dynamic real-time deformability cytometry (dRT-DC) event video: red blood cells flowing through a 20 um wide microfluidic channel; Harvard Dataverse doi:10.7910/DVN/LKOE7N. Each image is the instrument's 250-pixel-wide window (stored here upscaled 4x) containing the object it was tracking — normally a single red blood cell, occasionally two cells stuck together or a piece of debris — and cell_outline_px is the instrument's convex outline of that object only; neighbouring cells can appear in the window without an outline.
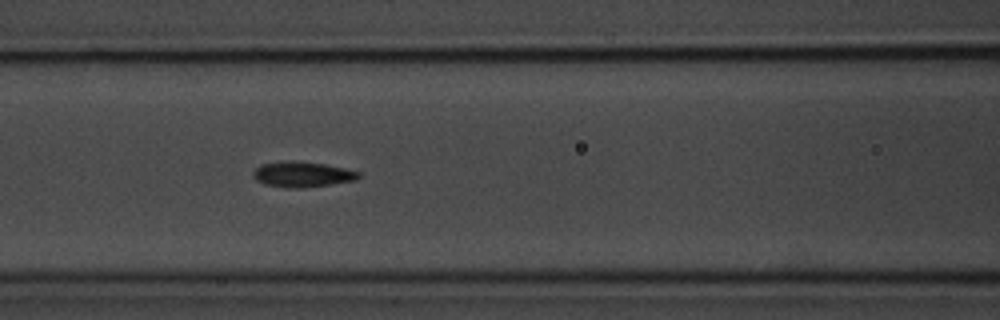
{"species": "common noctule bat (a hibernating species)", "species_latin": "Nyctalus noctula", "temperature_condition": "room temperature", "stored_images_in_passage": 7, "camera_frame_rate_fps": 3000, "um_per_image_px": 0.085, "animal": {"sex": "male", "body_mass_g": 20.1, "forearm_length_mm": 53.5}, "frame": {"image": 1, "passage_image": 6, "time_ms": 5.667, "image_size_px": [1000, 320], "cell_outline_px": [[360, 176], [356, 180], [300, 188], [288, 188], [264, 184], [256, 180], [252, 172], [260, 164], [292, 160], [324, 164], [344, 168], [360, 172]], "centroid_in_image_um": [25.67, 14.81], "position_along_channel_um": 140.9, "area_um2": 15.49}}